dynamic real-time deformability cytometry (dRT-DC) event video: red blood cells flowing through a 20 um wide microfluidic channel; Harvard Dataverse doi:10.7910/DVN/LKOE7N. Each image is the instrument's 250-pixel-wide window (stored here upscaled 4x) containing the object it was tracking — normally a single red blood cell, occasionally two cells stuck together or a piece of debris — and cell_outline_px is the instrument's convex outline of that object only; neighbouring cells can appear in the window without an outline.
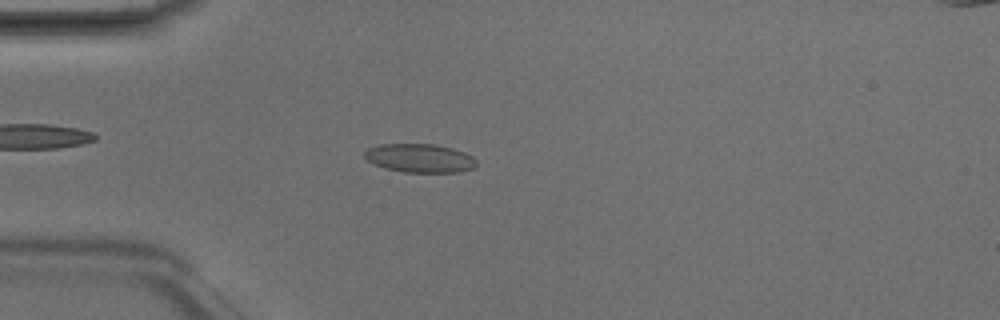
{"species": "Egyptian fruit bat (a non-hibernating species)", "species_latin": "Rousettus aegyptiacus", "temperature_condition": "room temperature", "stored_images_in_passage": 4, "camera_frame_rate_fps": 3000, "um_per_image_px": 0.085, "animal": {"sex": "male"}, "frame": {"image": 1, "passage_image": 4, "time_ms": 1.0, "image_size_px": [1000, 320], "cell_outline_px": [[476, 164], [472, 168], [456, 172], [404, 172], [384, 168], [368, 160], [364, 156], [364, 152], [368, 148], [380, 144], [432, 144], [452, 148], [464, 152], [472, 156], [476, 160]], "centroid_in_image_um": [35.67, 13.44], "position_along_channel_um": 49.3, "area_um2": 18.5}}